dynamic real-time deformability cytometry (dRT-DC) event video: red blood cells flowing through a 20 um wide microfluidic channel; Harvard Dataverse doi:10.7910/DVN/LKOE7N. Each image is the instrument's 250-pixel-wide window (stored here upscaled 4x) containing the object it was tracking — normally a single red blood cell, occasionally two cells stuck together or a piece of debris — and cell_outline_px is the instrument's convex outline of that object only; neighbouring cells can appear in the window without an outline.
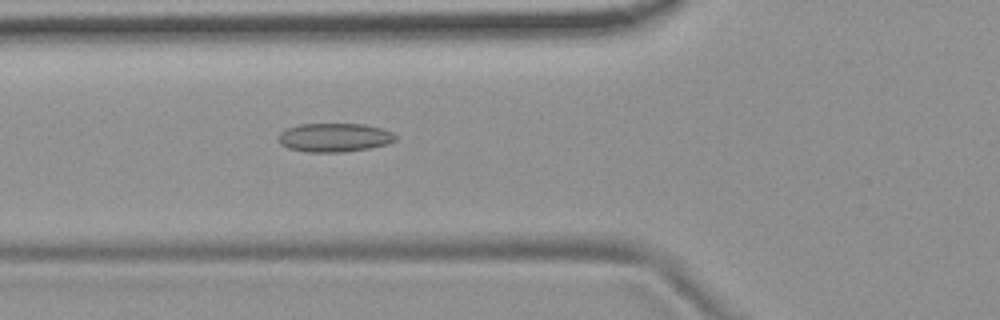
{"species": "common noctule bat (a hibernating species)", "species_latin": "Nyctalus noctula", "temperature_condition": "room temperature", "stored_images_in_passage": 54, "camera_frame_rate_fps": 3000, "um_per_image_px": 0.085, "animal": {"sex": "female", "body_mass_g": 19.9}, "frame": {"image": 1, "passage_image": 20, "time_ms": 6.333, "image_size_px": [1000, 320], "cell_outline_px": [[396, 140], [384, 144], [368, 148], [340, 152], [308, 152], [288, 148], [280, 144], [276, 140], [276, 136], [280, 132], [288, 128], [300, 124], [364, 124], [380, 128], [392, 132], [396, 136]], "centroid_in_image_um": [28.35, 11.68], "position_along_channel_um": 97.4, "area_um2": 19.54}}
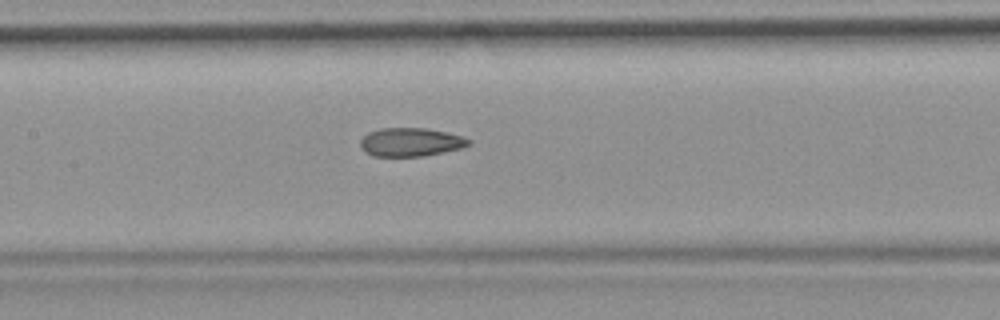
{"frame": {"image": 2, "passage_image": 26, "time_ms": 8.333, "image_size_px": [1000, 320], "cell_outline_px": [[472, 144], [460, 148], [424, 156], [372, 156], [360, 144], [360, 140], [368, 132], [380, 128], [424, 128], [444, 132], [460, 136], [472, 140]], "centroid_in_image_um": [34.91, 12.07], "position_along_channel_um": 172.5, "area_um2": 17.74}}
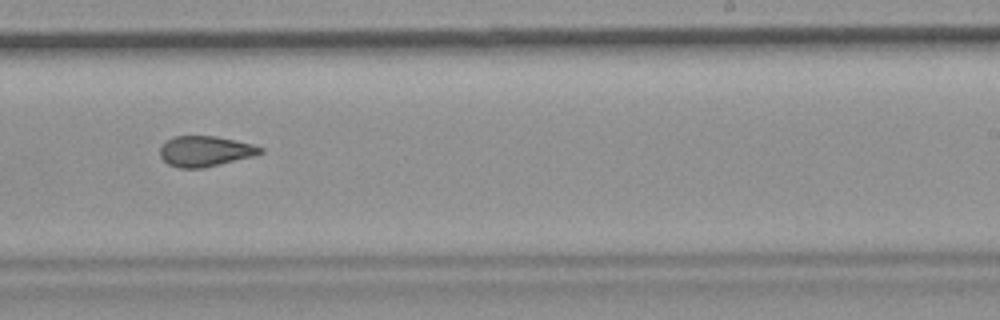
{"frame": {"image": 3, "passage_image": 34, "time_ms": 11.0, "image_size_px": [1000, 320], "cell_outline_px": [[264, 152], [256, 156], [204, 168], [180, 168], [168, 164], [160, 156], [160, 148], [172, 136], [216, 136], [252, 144], [264, 148]], "centroid_in_image_um": [17.48, 12.86], "position_along_channel_um": 271.5, "area_um2": 17.92}, "authors_computed_cell_mechanics": {"area_um2": 19.2185, "velocity_mm_per_s": 3.7382, "shape_relaxation_time_tau1_ms": null, "shape_relaxation_time_tau2_ms": 2.7508, "deformation_change_tau1": null, "deformation_change_tau2": 0.1074}}